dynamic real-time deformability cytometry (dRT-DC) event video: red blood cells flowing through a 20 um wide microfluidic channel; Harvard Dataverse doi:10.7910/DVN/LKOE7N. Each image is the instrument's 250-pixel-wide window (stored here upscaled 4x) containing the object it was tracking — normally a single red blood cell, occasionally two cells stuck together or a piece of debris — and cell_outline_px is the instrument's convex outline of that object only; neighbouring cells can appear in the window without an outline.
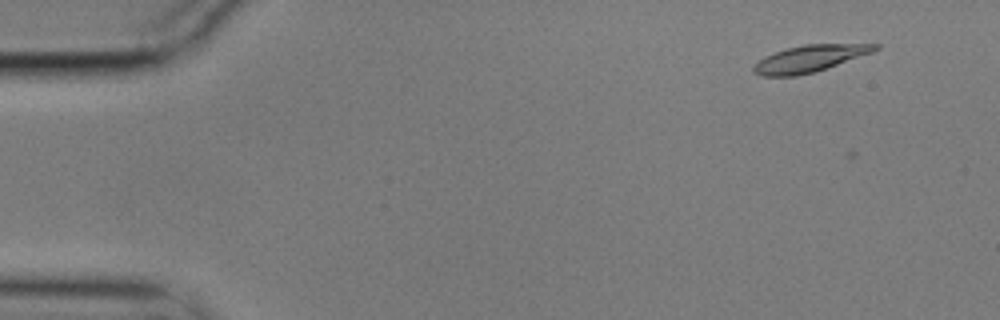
{"species": "common noctule bat (a hibernating species)", "species_latin": "Nyctalus noctula", "temperature_condition": "cold", "stored_images_in_passage": 9, "camera_frame_rate_fps": 3000, "um_per_image_px": 0.085, "animal": {"sex": "male", "body_mass_g": 17.9}, "frame": {"image": 1, "passage_image": 5, "time_ms": 1.333, "image_size_px": [1000, 320], "cell_outline_px": [[880, 48], [872, 52], [812, 72], [796, 76], [760, 76], [752, 72], [752, 68], [764, 56], [788, 48], [804, 44], [880, 44]], "centroid_in_image_um": [68.78, 4.98], "position_along_channel_um": 16.2, "area_um2": 18.5}}